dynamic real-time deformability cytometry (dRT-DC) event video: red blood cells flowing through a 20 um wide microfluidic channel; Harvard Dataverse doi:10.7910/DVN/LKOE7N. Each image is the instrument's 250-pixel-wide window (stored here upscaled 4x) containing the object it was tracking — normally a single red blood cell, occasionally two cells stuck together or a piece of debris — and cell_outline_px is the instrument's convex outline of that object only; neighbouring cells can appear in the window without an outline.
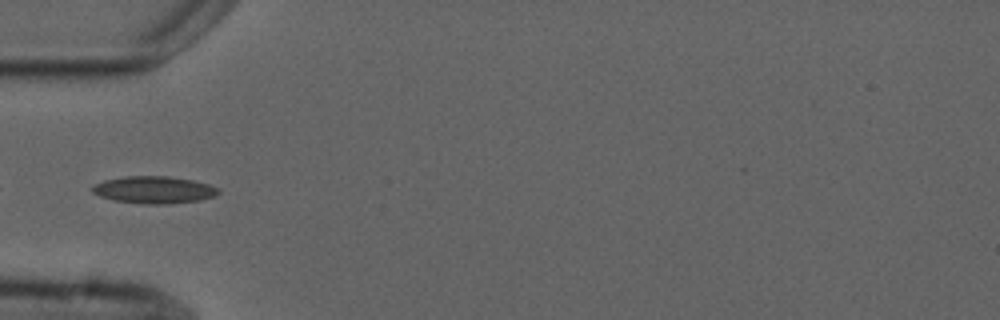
{"species": "common noctule bat (a hibernating species)", "species_latin": "Nyctalus noctula", "temperature_condition": "cold", "stored_images_in_passage": 8, "camera_frame_rate_fps": 3000, "um_per_image_px": 0.085, "animal": {"sex": "male", "forearm_length_mm": 52.5}, "frame": {"image": 1, "passage_image": 2, "time_ms": 1.333, "image_size_px": [1000, 320], "cell_outline_px": [[220, 192], [216, 196], [200, 200], [168, 204], [144, 204], [116, 200], [100, 196], [92, 192], [92, 184], [104, 180], [124, 176], [168, 176], [192, 180], [208, 184], [220, 188]], "centroid_in_image_um": [13.1, 16.13], "position_along_channel_um": 71.9, "area_um2": 20.06}}
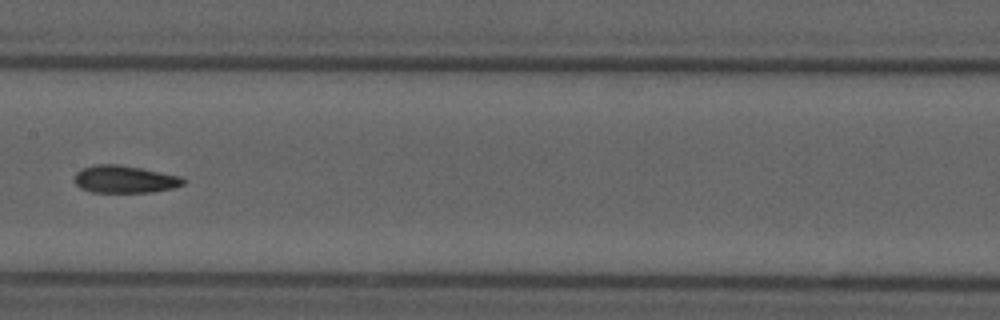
{"frame": {"image": 2, "passage_image": 5, "time_ms": 4.667, "image_size_px": [1000, 320], "cell_outline_px": [[184, 184], [172, 188], [152, 192], [92, 192], [80, 188], [76, 184], [76, 172], [80, 168], [96, 164], [120, 164], [180, 176], [184, 180]], "centroid_in_image_um": [10.57, 15.23], "position_along_channel_um": 196.8, "area_um2": 17.28}}
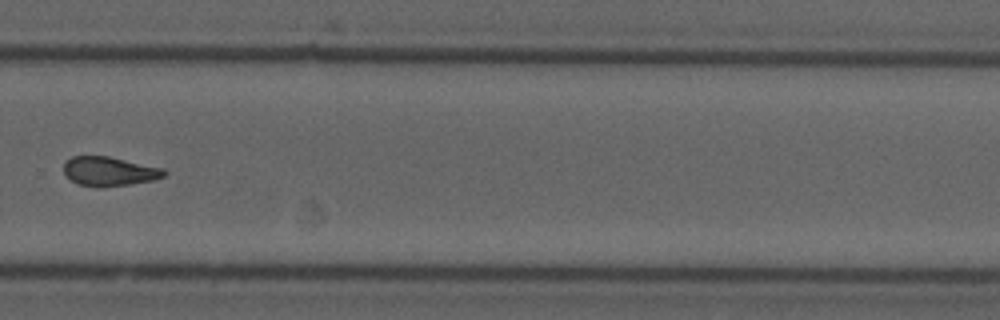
{"frame": {"image": 3, "passage_image": 8, "time_ms": 8.0, "image_size_px": [1000, 320], "cell_outline_px": [[168, 172], [164, 176], [152, 180], [128, 184], [100, 188], [76, 184], [64, 172], [64, 160], [72, 156], [108, 156], [164, 168]], "centroid_in_image_um": [9.27, 14.56], "position_along_channel_um": 320.5, "area_um2": 17.17}}